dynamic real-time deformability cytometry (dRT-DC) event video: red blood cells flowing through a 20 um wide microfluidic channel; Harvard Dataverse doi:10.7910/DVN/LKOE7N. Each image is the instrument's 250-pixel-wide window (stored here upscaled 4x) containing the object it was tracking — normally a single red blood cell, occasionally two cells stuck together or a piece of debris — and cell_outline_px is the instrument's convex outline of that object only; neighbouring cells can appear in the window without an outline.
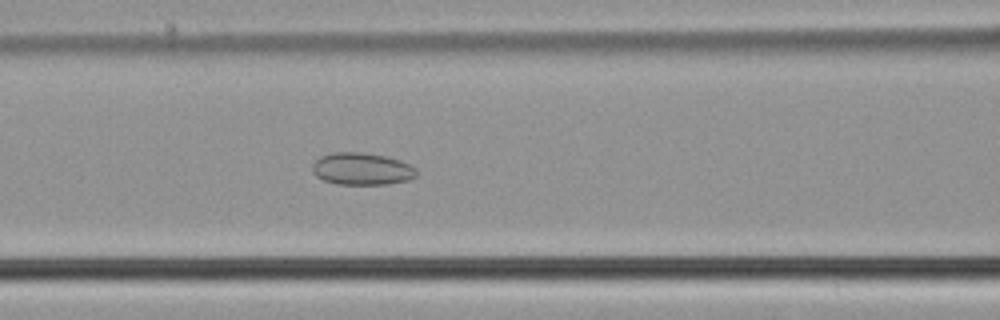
{"species": "common noctule bat (a hibernating species)", "species_latin": "Nyctalus noctula", "temperature_condition": "cold", "stored_images_in_passage": 38, "camera_frame_rate_fps": 3000, "um_per_image_px": 0.085, "animal": {"sex": "male", "body_mass_g": 21.5, "forearm_length_mm": 52.0}, "frame": {"image": 1, "passage_image": 7, "time_ms": 2.0, "image_size_px": [1000, 320], "cell_outline_px": [[416, 176], [408, 180], [388, 184], [336, 184], [324, 180], [316, 176], [312, 172], [312, 164], [320, 156], [332, 152], [360, 152], [384, 156], [400, 160], [416, 168]], "centroid_in_image_um": [30.73, 14.35], "position_along_channel_um": 135.9, "area_um2": 19.54}}
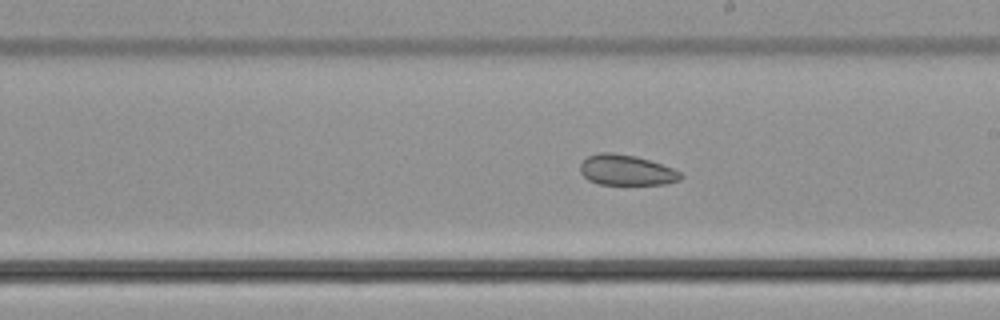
{"frame": {"image": 2, "passage_image": 15, "time_ms": 4.667, "image_size_px": [1000, 320], "cell_outline_px": [[684, 176], [680, 180], [668, 184], [600, 184], [588, 180], [580, 172], [580, 164], [588, 156], [600, 152], [612, 152], [636, 156], [672, 168], [680, 172]], "centroid_in_image_um": [53.24, 14.46], "position_along_channel_um": 235.8, "area_um2": 17.8}}
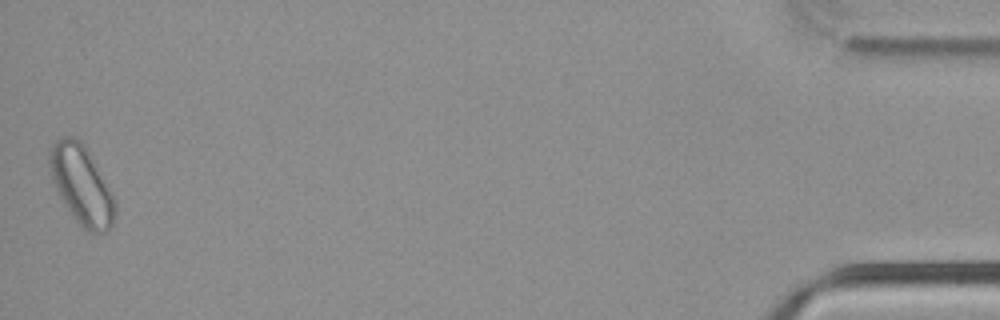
{"frame": {"image": 3, "passage_image": 38, "time_ms": 12.333, "image_size_px": [1000, 320], "cell_outline_px": [[116, 212], [112, 224], [104, 232], [88, 232], [76, 220], [64, 204], [52, 180], [48, 164], [48, 148], [60, 136], [72, 136], [80, 140], [84, 144], [112, 196], [116, 204]], "centroid_in_image_um": [6.88, 15.68], "position_along_channel_um": 428.3, "area_um2": 29.54}, "authors_computed_cell_mechanics": {"area_um2": 19.9988, "velocity_mm_per_s": 3.7569, "shape_relaxation_time_tau1_ms": null, "shape_relaxation_time_tau2_ms": 2.6796, "deformation_change_tau1": null, "deformation_change_tau2": 0.0773}}